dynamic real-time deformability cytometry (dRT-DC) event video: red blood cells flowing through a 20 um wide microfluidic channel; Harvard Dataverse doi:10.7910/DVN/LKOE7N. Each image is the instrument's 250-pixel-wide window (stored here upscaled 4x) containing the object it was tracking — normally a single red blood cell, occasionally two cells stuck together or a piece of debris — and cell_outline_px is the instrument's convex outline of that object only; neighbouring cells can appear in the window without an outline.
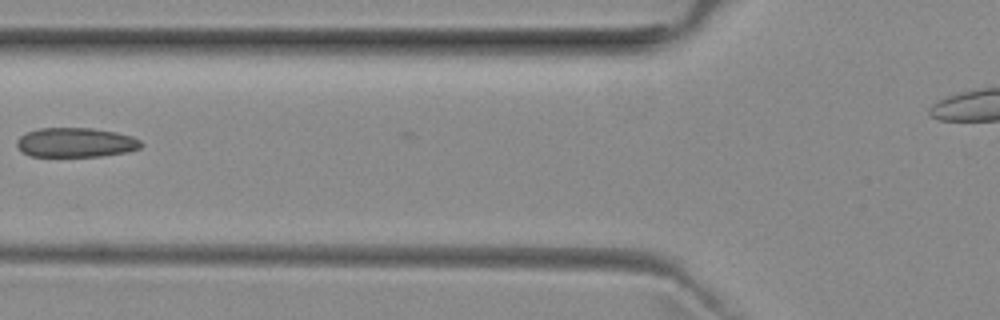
{"species": "common noctule bat (a hibernating species)", "species_latin": "Nyctalus noctula", "temperature_condition": "room temperature", "stored_images_in_passage": 24, "camera_frame_rate_fps": 3000, "um_per_image_px": 0.085, "animal": {"sex": "female", "body_mass_g": 29.2, "forearm_length_mm": 56.3}, "frame": {"image": 1, "passage_image": 2, "time_ms": 0.333, "image_size_px": [1000, 320], "cell_outline_px": [[144, 144], [140, 148], [128, 152], [100, 156], [28, 156], [20, 152], [16, 144], [16, 140], [20, 136], [28, 132], [40, 128], [92, 128], [116, 132], [132, 136], [140, 140]], "centroid_in_image_um": [6.43, 12.12], "position_along_channel_um": 119.4, "area_um2": 21.5}}
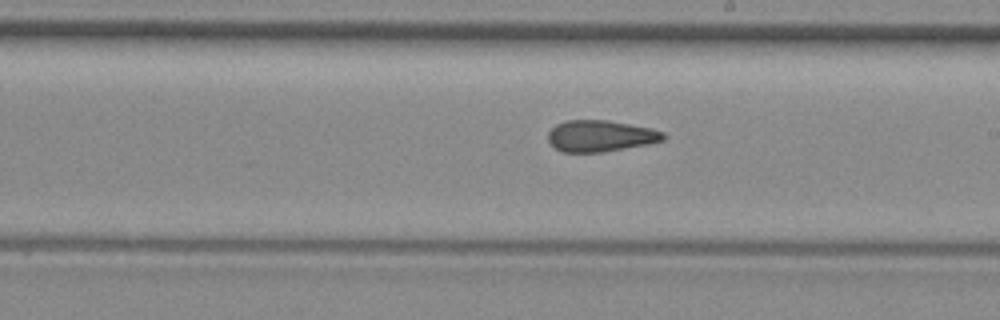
{"frame": {"image": 2, "passage_image": 11, "time_ms": 3.333, "image_size_px": [1000, 320], "cell_outline_px": [[664, 140], [648, 144], [604, 152], [564, 152], [556, 148], [548, 140], [548, 132], [556, 124], [564, 120], [604, 120], [652, 128], [664, 132]], "centroid_in_image_um": [51.03, 11.55], "position_along_channel_um": 238.0, "area_um2": 20.98}}
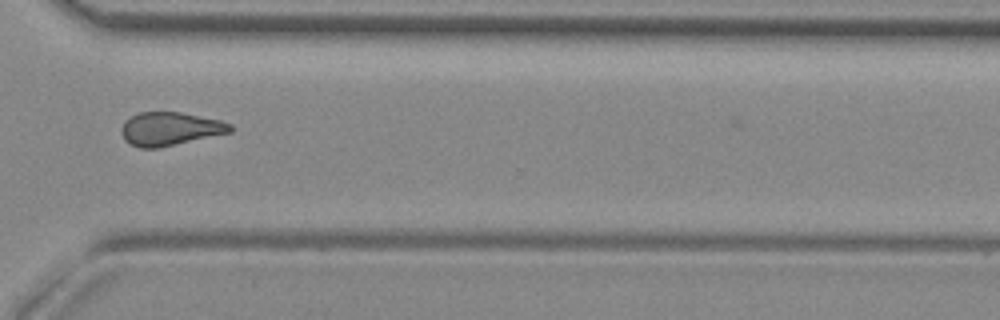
{"frame": {"image": 3, "passage_image": 20, "time_ms": 6.333, "image_size_px": [1000, 320], "cell_outline_px": [[232, 132], [160, 148], [140, 148], [124, 140], [120, 132], [120, 128], [124, 120], [140, 112], [180, 112], [220, 120], [232, 124]], "centroid_in_image_um": [14.44, 10.96], "position_along_channel_um": 356.2, "area_um2": 21.33}}